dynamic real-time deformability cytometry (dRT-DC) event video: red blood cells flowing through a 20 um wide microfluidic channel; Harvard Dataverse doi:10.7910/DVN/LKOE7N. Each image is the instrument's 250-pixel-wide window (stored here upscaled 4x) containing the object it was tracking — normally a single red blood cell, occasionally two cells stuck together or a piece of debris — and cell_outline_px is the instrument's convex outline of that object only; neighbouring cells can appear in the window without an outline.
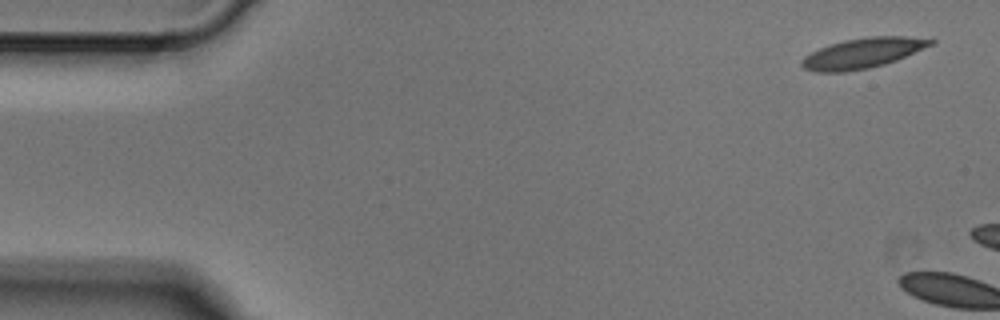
{"species": "Egyptian fruit bat (a non-hibernating species)", "species_latin": "Rousettus aegyptiacus", "temperature_condition": "cold", "stored_images_in_passage": 2, "camera_frame_rate_fps": 3000, "um_per_image_px": 0.085, "animal": {"sex": "male"}, "frame": {"image": 1, "passage_image": 1, "time_ms": 0.0, "image_size_px": [1000, 320], "cell_outline_px": [[936, 44], [896, 60], [884, 64], [868, 68], [844, 72], [816, 72], [804, 68], [800, 64], [800, 60], [804, 56], [820, 48], [844, 40], [872, 36], [908, 36], [936, 40]], "centroid_in_image_um": [73.36, 4.51], "position_along_channel_um": 11.6, "area_um2": 22.66}}